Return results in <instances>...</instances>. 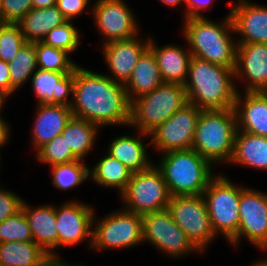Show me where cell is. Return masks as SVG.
I'll return each instance as SVG.
<instances>
[{"label":"cell","instance_id":"6da1fadb","mask_svg":"<svg viewBox=\"0 0 267 266\" xmlns=\"http://www.w3.org/2000/svg\"><path fill=\"white\" fill-rule=\"evenodd\" d=\"M70 108L74 117L85 119L101 129L116 125L129 128L131 102L125 86L104 72H94L81 65L75 68Z\"/></svg>","mask_w":267,"mask_h":266},{"label":"cell","instance_id":"7a4b0ae2","mask_svg":"<svg viewBox=\"0 0 267 266\" xmlns=\"http://www.w3.org/2000/svg\"><path fill=\"white\" fill-rule=\"evenodd\" d=\"M234 69L192 57L184 88L188 103L202 110L234 108L237 95Z\"/></svg>","mask_w":267,"mask_h":266},{"label":"cell","instance_id":"3957f363","mask_svg":"<svg viewBox=\"0 0 267 266\" xmlns=\"http://www.w3.org/2000/svg\"><path fill=\"white\" fill-rule=\"evenodd\" d=\"M182 21V37L192 56L235 70L237 42L229 12L219 22L208 17Z\"/></svg>","mask_w":267,"mask_h":266},{"label":"cell","instance_id":"277c9868","mask_svg":"<svg viewBox=\"0 0 267 266\" xmlns=\"http://www.w3.org/2000/svg\"><path fill=\"white\" fill-rule=\"evenodd\" d=\"M159 155L155 165L161 170L171 197L203 195L217 175L214 166L192 148Z\"/></svg>","mask_w":267,"mask_h":266},{"label":"cell","instance_id":"5b68a950","mask_svg":"<svg viewBox=\"0 0 267 266\" xmlns=\"http://www.w3.org/2000/svg\"><path fill=\"white\" fill-rule=\"evenodd\" d=\"M237 118L232 109L201 110L192 149L214 167L228 164L233 153Z\"/></svg>","mask_w":267,"mask_h":266},{"label":"cell","instance_id":"8992f818","mask_svg":"<svg viewBox=\"0 0 267 266\" xmlns=\"http://www.w3.org/2000/svg\"><path fill=\"white\" fill-rule=\"evenodd\" d=\"M188 103L183 85L163 82L131 102L129 127L150 134Z\"/></svg>","mask_w":267,"mask_h":266},{"label":"cell","instance_id":"52a82bcc","mask_svg":"<svg viewBox=\"0 0 267 266\" xmlns=\"http://www.w3.org/2000/svg\"><path fill=\"white\" fill-rule=\"evenodd\" d=\"M203 196L214 233L229 242L238 232L241 184L220 172L209 182Z\"/></svg>","mask_w":267,"mask_h":266},{"label":"cell","instance_id":"ba28073f","mask_svg":"<svg viewBox=\"0 0 267 266\" xmlns=\"http://www.w3.org/2000/svg\"><path fill=\"white\" fill-rule=\"evenodd\" d=\"M96 216L93 219V251L126 250L143 243L142 215L120 207Z\"/></svg>","mask_w":267,"mask_h":266},{"label":"cell","instance_id":"9c48e42d","mask_svg":"<svg viewBox=\"0 0 267 266\" xmlns=\"http://www.w3.org/2000/svg\"><path fill=\"white\" fill-rule=\"evenodd\" d=\"M118 198L125 210L145 215L167 209L171 195L161 170L154 163L146 170L132 173Z\"/></svg>","mask_w":267,"mask_h":266},{"label":"cell","instance_id":"30bf717a","mask_svg":"<svg viewBox=\"0 0 267 266\" xmlns=\"http://www.w3.org/2000/svg\"><path fill=\"white\" fill-rule=\"evenodd\" d=\"M172 219L201 253L218 238L211 225L203 195L173 196L167 206Z\"/></svg>","mask_w":267,"mask_h":266},{"label":"cell","instance_id":"8fae6325","mask_svg":"<svg viewBox=\"0 0 267 266\" xmlns=\"http://www.w3.org/2000/svg\"><path fill=\"white\" fill-rule=\"evenodd\" d=\"M143 243L173 260L183 259L191 254L202 255L189 241L186 234L172 219L167 209L142 215Z\"/></svg>","mask_w":267,"mask_h":266},{"label":"cell","instance_id":"7c38bea8","mask_svg":"<svg viewBox=\"0 0 267 266\" xmlns=\"http://www.w3.org/2000/svg\"><path fill=\"white\" fill-rule=\"evenodd\" d=\"M237 234L228 242L239 248L241 239H247L260 251H267V192L241 185Z\"/></svg>","mask_w":267,"mask_h":266},{"label":"cell","instance_id":"4fadbf2b","mask_svg":"<svg viewBox=\"0 0 267 266\" xmlns=\"http://www.w3.org/2000/svg\"><path fill=\"white\" fill-rule=\"evenodd\" d=\"M92 4L91 17L102 36L101 44L141 35L136 13L125 0H95Z\"/></svg>","mask_w":267,"mask_h":266},{"label":"cell","instance_id":"5bb4252c","mask_svg":"<svg viewBox=\"0 0 267 266\" xmlns=\"http://www.w3.org/2000/svg\"><path fill=\"white\" fill-rule=\"evenodd\" d=\"M200 108L187 103L168 120L160 124L150 135L151 147L158 154L191 149Z\"/></svg>","mask_w":267,"mask_h":266},{"label":"cell","instance_id":"9a60e30c","mask_svg":"<svg viewBox=\"0 0 267 266\" xmlns=\"http://www.w3.org/2000/svg\"><path fill=\"white\" fill-rule=\"evenodd\" d=\"M94 210L90 204L73 198L56 206L58 250L84 242L89 250L92 248L93 219L97 214Z\"/></svg>","mask_w":267,"mask_h":266},{"label":"cell","instance_id":"2e32d148","mask_svg":"<svg viewBox=\"0 0 267 266\" xmlns=\"http://www.w3.org/2000/svg\"><path fill=\"white\" fill-rule=\"evenodd\" d=\"M150 35L141 38L135 37L123 40H117L102 44L103 60L107 65L109 74L106 75L113 81L125 84L138 62L139 57L149 47Z\"/></svg>","mask_w":267,"mask_h":266},{"label":"cell","instance_id":"e0dca14e","mask_svg":"<svg viewBox=\"0 0 267 266\" xmlns=\"http://www.w3.org/2000/svg\"><path fill=\"white\" fill-rule=\"evenodd\" d=\"M234 74L244 92H263L267 88V44L237 43Z\"/></svg>","mask_w":267,"mask_h":266},{"label":"cell","instance_id":"ac0fdd59","mask_svg":"<svg viewBox=\"0 0 267 266\" xmlns=\"http://www.w3.org/2000/svg\"><path fill=\"white\" fill-rule=\"evenodd\" d=\"M235 2L229 14L236 42L267 44V5L256 4L252 0H235Z\"/></svg>","mask_w":267,"mask_h":266},{"label":"cell","instance_id":"d6986e66","mask_svg":"<svg viewBox=\"0 0 267 266\" xmlns=\"http://www.w3.org/2000/svg\"><path fill=\"white\" fill-rule=\"evenodd\" d=\"M21 210L27 218L33 241L37 243L52 259L60 257L58 254V230L56 220V206L52 203L32 206L25 201Z\"/></svg>","mask_w":267,"mask_h":266},{"label":"cell","instance_id":"ffe728a7","mask_svg":"<svg viewBox=\"0 0 267 266\" xmlns=\"http://www.w3.org/2000/svg\"><path fill=\"white\" fill-rule=\"evenodd\" d=\"M30 80L36 97V105L56 104L71 107L74 93V71L58 73L37 69Z\"/></svg>","mask_w":267,"mask_h":266},{"label":"cell","instance_id":"44dd1931","mask_svg":"<svg viewBox=\"0 0 267 266\" xmlns=\"http://www.w3.org/2000/svg\"><path fill=\"white\" fill-rule=\"evenodd\" d=\"M35 110L29 141L34 152L54 137L61 135L73 117L71 108L64 105L37 104Z\"/></svg>","mask_w":267,"mask_h":266},{"label":"cell","instance_id":"7402d4cb","mask_svg":"<svg viewBox=\"0 0 267 266\" xmlns=\"http://www.w3.org/2000/svg\"><path fill=\"white\" fill-rule=\"evenodd\" d=\"M237 130L267 137V96L264 92L237 90L234 103Z\"/></svg>","mask_w":267,"mask_h":266},{"label":"cell","instance_id":"603a6c76","mask_svg":"<svg viewBox=\"0 0 267 266\" xmlns=\"http://www.w3.org/2000/svg\"><path fill=\"white\" fill-rule=\"evenodd\" d=\"M149 48L154 53L163 82L184 86L193 57L187 46L183 47L172 42L158 46V42L150 36Z\"/></svg>","mask_w":267,"mask_h":266},{"label":"cell","instance_id":"cb8c5ba5","mask_svg":"<svg viewBox=\"0 0 267 266\" xmlns=\"http://www.w3.org/2000/svg\"><path fill=\"white\" fill-rule=\"evenodd\" d=\"M145 137L150 135L137 130L135 135L124 134L113 138L106 146V152L122 162L133 173L148 169L155 162L150 160L147 147L151 142L144 144Z\"/></svg>","mask_w":267,"mask_h":266},{"label":"cell","instance_id":"d4e9b609","mask_svg":"<svg viewBox=\"0 0 267 266\" xmlns=\"http://www.w3.org/2000/svg\"><path fill=\"white\" fill-rule=\"evenodd\" d=\"M239 165L257 171H267V137L245 131L235 135L232 157L228 165Z\"/></svg>","mask_w":267,"mask_h":266},{"label":"cell","instance_id":"484cf974","mask_svg":"<svg viewBox=\"0 0 267 266\" xmlns=\"http://www.w3.org/2000/svg\"><path fill=\"white\" fill-rule=\"evenodd\" d=\"M162 83L154 53L148 47L139 57L129 80L124 84L130 102L150 93Z\"/></svg>","mask_w":267,"mask_h":266},{"label":"cell","instance_id":"4316f807","mask_svg":"<svg viewBox=\"0 0 267 266\" xmlns=\"http://www.w3.org/2000/svg\"><path fill=\"white\" fill-rule=\"evenodd\" d=\"M104 154L89 167L90 180L101 188L115 189L120 195L126 189L133 172L106 151Z\"/></svg>","mask_w":267,"mask_h":266},{"label":"cell","instance_id":"83f0119b","mask_svg":"<svg viewBox=\"0 0 267 266\" xmlns=\"http://www.w3.org/2000/svg\"><path fill=\"white\" fill-rule=\"evenodd\" d=\"M66 18L56 5L32 8L17 23L27 42L42 41L48 32L66 22Z\"/></svg>","mask_w":267,"mask_h":266},{"label":"cell","instance_id":"f1b7e54d","mask_svg":"<svg viewBox=\"0 0 267 266\" xmlns=\"http://www.w3.org/2000/svg\"><path fill=\"white\" fill-rule=\"evenodd\" d=\"M51 260L34 241L0 243L2 266H50Z\"/></svg>","mask_w":267,"mask_h":266},{"label":"cell","instance_id":"f546056e","mask_svg":"<svg viewBox=\"0 0 267 266\" xmlns=\"http://www.w3.org/2000/svg\"><path fill=\"white\" fill-rule=\"evenodd\" d=\"M100 131L98 125L73 116L61 135L65 137L66 143L73 154L79 160L85 161L84 159L90 155L95 147Z\"/></svg>","mask_w":267,"mask_h":266},{"label":"cell","instance_id":"4dcf8cb0","mask_svg":"<svg viewBox=\"0 0 267 266\" xmlns=\"http://www.w3.org/2000/svg\"><path fill=\"white\" fill-rule=\"evenodd\" d=\"M37 71L35 42H26L17 55L9 62L11 97L25 87L32 75Z\"/></svg>","mask_w":267,"mask_h":266},{"label":"cell","instance_id":"1f68e13d","mask_svg":"<svg viewBox=\"0 0 267 266\" xmlns=\"http://www.w3.org/2000/svg\"><path fill=\"white\" fill-rule=\"evenodd\" d=\"M83 160L50 166L52 183L59 191H68L90 180L89 165Z\"/></svg>","mask_w":267,"mask_h":266},{"label":"cell","instance_id":"d6a6232c","mask_svg":"<svg viewBox=\"0 0 267 266\" xmlns=\"http://www.w3.org/2000/svg\"><path fill=\"white\" fill-rule=\"evenodd\" d=\"M37 69L58 73H71L79 65L66 51L35 42Z\"/></svg>","mask_w":267,"mask_h":266},{"label":"cell","instance_id":"836d02e7","mask_svg":"<svg viewBox=\"0 0 267 266\" xmlns=\"http://www.w3.org/2000/svg\"><path fill=\"white\" fill-rule=\"evenodd\" d=\"M73 22L72 20H67L63 24L56 26L46 34L41 42L54 48L62 49L72 55L83 42L80 40L83 34L78 31Z\"/></svg>","mask_w":267,"mask_h":266},{"label":"cell","instance_id":"e575fe53","mask_svg":"<svg viewBox=\"0 0 267 266\" xmlns=\"http://www.w3.org/2000/svg\"><path fill=\"white\" fill-rule=\"evenodd\" d=\"M35 157L38 162L43 165L53 166L56 164L70 163L79 160L68 147L65 137L58 135L50 142L40 147L35 152Z\"/></svg>","mask_w":267,"mask_h":266},{"label":"cell","instance_id":"d590c367","mask_svg":"<svg viewBox=\"0 0 267 266\" xmlns=\"http://www.w3.org/2000/svg\"><path fill=\"white\" fill-rule=\"evenodd\" d=\"M26 42L18 24L0 23V60L12 61Z\"/></svg>","mask_w":267,"mask_h":266},{"label":"cell","instance_id":"8d00e7d4","mask_svg":"<svg viewBox=\"0 0 267 266\" xmlns=\"http://www.w3.org/2000/svg\"><path fill=\"white\" fill-rule=\"evenodd\" d=\"M33 241L30 226L23 211L0 222V243Z\"/></svg>","mask_w":267,"mask_h":266},{"label":"cell","instance_id":"74e56055","mask_svg":"<svg viewBox=\"0 0 267 266\" xmlns=\"http://www.w3.org/2000/svg\"><path fill=\"white\" fill-rule=\"evenodd\" d=\"M32 8V0H1V23L17 24Z\"/></svg>","mask_w":267,"mask_h":266},{"label":"cell","instance_id":"f35d334b","mask_svg":"<svg viewBox=\"0 0 267 266\" xmlns=\"http://www.w3.org/2000/svg\"><path fill=\"white\" fill-rule=\"evenodd\" d=\"M17 194L15 191L5 189L0 184V222L14 216L21 210L24 199Z\"/></svg>","mask_w":267,"mask_h":266},{"label":"cell","instance_id":"ab89813d","mask_svg":"<svg viewBox=\"0 0 267 266\" xmlns=\"http://www.w3.org/2000/svg\"><path fill=\"white\" fill-rule=\"evenodd\" d=\"M91 0H56V7L61 11L66 20L74 21L86 10V14L92 15Z\"/></svg>","mask_w":267,"mask_h":266},{"label":"cell","instance_id":"60d3db41","mask_svg":"<svg viewBox=\"0 0 267 266\" xmlns=\"http://www.w3.org/2000/svg\"><path fill=\"white\" fill-rule=\"evenodd\" d=\"M215 0H185V9L182 12L183 18H204L205 11H210L214 5Z\"/></svg>","mask_w":267,"mask_h":266},{"label":"cell","instance_id":"b9f144b4","mask_svg":"<svg viewBox=\"0 0 267 266\" xmlns=\"http://www.w3.org/2000/svg\"><path fill=\"white\" fill-rule=\"evenodd\" d=\"M0 95H2L7 101L11 98L9 63L3 60H0Z\"/></svg>","mask_w":267,"mask_h":266},{"label":"cell","instance_id":"7bdbcfd3","mask_svg":"<svg viewBox=\"0 0 267 266\" xmlns=\"http://www.w3.org/2000/svg\"><path fill=\"white\" fill-rule=\"evenodd\" d=\"M10 127L12 126H10L8 121H6L2 114H0V153L3 147L5 148V146L10 142V134L12 133V128Z\"/></svg>","mask_w":267,"mask_h":266},{"label":"cell","instance_id":"ee69618b","mask_svg":"<svg viewBox=\"0 0 267 266\" xmlns=\"http://www.w3.org/2000/svg\"><path fill=\"white\" fill-rule=\"evenodd\" d=\"M50 266H89V265H85V263H73L71 261H66L64 260V258L61 257H57V258H53L51 260Z\"/></svg>","mask_w":267,"mask_h":266},{"label":"cell","instance_id":"f6af8a7d","mask_svg":"<svg viewBox=\"0 0 267 266\" xmlns=\"http://www.w3.org/2000/svg\"><path fill=\"white\" fill-rule=\"evenodd\" d=\"M33 8H45L56 5V0H32Z\"/></svg>","mask_w":267,"mask_h":266},{"label":"cell","instance_id":"bcb514c9","mask_svg":"<svg viewBox=\"0 0 267 266\" xmlns=\"http://www.w3.org/2000/svg\"><path fill=\"white\" fill-rule=\"evenodd\" d=\"M163 5L168 6L170 8H175L179 6H185V0H159Z\"/></svg>","mask_w":267,"mask_h":266},{"label":"cell","instance_id":"7dc6e473","mask_svg":"<svg viewBox=\"0 0 267 266\" xmlns=\"http://www.w3.org/2000/svg\"><path fill=\"white\" fill-rule=\"evenodd\" d=\"M248 266H267V258H263V259H258L256 261H253V263H251Z\"/></svg>","mask_w":267,"mask_h":266},{"label":"cell","instance_id":"c3c4849f","mask_svg":"<svg viewBox=\"0 0 267 266\" xmlns=\"http://www.w3.org/2000/svg\"><path fill=\"white\" fill-rule=\"evenodd\" d=\"M6 102L7 100L2 95H0V114L2 113V111H4L3 107L6 105Z\"/></svg>","mask_w":267,"mask_h":266},{"label":"cell","instance_id":"681fc988","mask_svg":"<svg viewBox=\"0 0 267 266\" xmlns=\"http://www.w3.org/2000/svg\"><path fill=\"white\" fill-rule=\"evenodd\" d=\"M0 23H1V0H0Z\"/></svg>","mask_w":267,"mask_h":266},{"label":"cell","instance_id":"f907efd6","mask_svg":"<svg viewBox=\"0 0 267 266\" xmlns=\"http://www.w3.org/2000/svg\"><path fill=\"white\" fill-rule=\"evenodd\" d=\"M263 92L267 96V88Z\"/></svg>","mask_w":267,"mask_h":266}]
</instances>
